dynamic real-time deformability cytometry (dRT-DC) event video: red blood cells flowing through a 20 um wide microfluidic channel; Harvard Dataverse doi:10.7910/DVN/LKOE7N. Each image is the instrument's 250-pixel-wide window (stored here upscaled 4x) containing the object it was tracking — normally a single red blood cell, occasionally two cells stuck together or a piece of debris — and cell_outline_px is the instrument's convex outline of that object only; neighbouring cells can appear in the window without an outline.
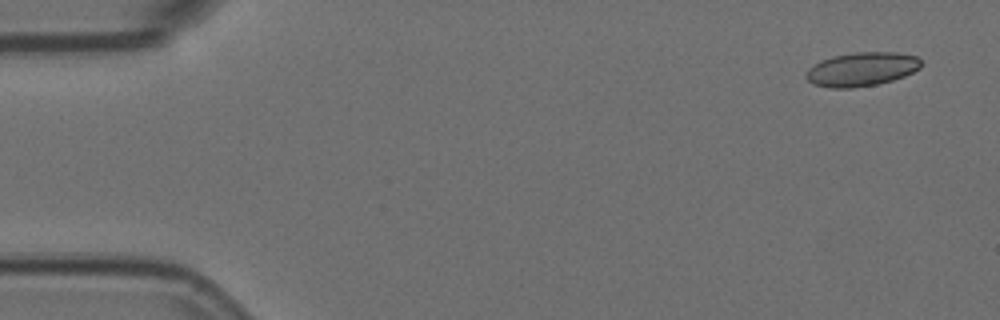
{"species": "Egyptian fruit bat (a non-hibernating species)", "species_latin": "Rousettus aegyptiacus", "temperature_condition": "room temperature", "stored_images_in_passage": 5, "camera_frame_rate_fps": 3000, "um_per_image_px": 0.085, "animal": {"sex": "female"}, "frame": {"image": 1, "passage_image": 1, "time_ms": 0.0, "image_size_px": [1000, 320], "cell_outline_px": [[920, 68], [904, 76], [892, 80], [876, 84], [852, 88], [828, 88], [812, 84], [804, 76], [808, 68], [820, 60], [832, 56], [856, 52], [896, 52], [916, 56], [920, 60]], "centroid_in_image_um": [73.19, 5.88], "position_along_channel_um": 11.8, "area_um2": 22.77}}